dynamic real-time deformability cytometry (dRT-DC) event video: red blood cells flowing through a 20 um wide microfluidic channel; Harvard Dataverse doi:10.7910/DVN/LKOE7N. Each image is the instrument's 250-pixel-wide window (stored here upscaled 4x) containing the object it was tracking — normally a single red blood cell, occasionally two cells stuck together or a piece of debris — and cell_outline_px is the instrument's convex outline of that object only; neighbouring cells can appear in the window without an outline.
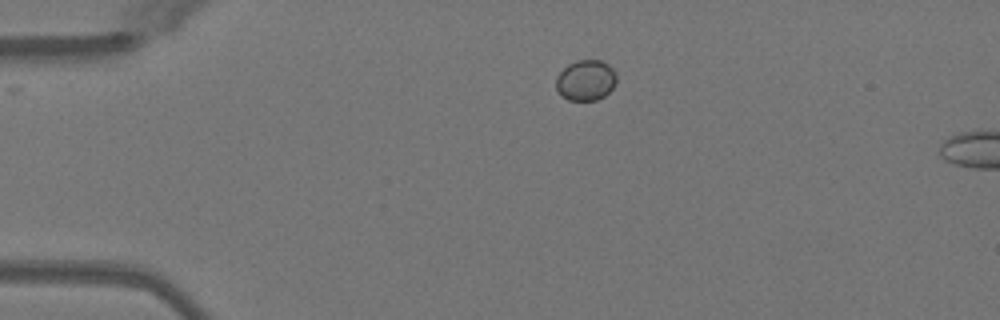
{"species": "Egyptian fruit bat (a non-hibernating species)", "species_latin": "Rousettus aegyptiacus", "temperature_condition": "warm", "stored_images_in_passage": 5, "camera_frame_rate_fps": 3000, "um_per_image_px": 0.085, "animal": {"sex": "female"}, "frame": {"image": 1, "passage_image": 1, "time_ms": 0.0, "image_size_px": [1000, 320], "cell_outline_px": [[616, 84], [604, 96], [596, 100], [568, 100], [560, 96], [556, 88], [556, 76], [568, 64], [576, 60], [600, 60], [608, 64], [616, 72]], "centroid_in_image_um": [49.78, 6.82], "position_along_channel_um": 35.2, "area_um2": 14.45}}